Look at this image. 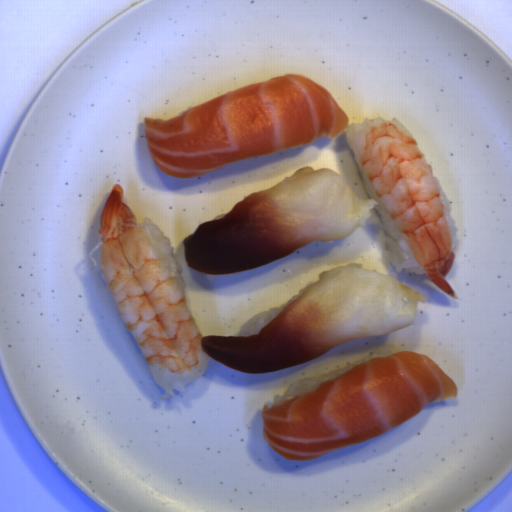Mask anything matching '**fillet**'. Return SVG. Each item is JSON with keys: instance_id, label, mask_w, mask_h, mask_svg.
Returning <instances> with one entry per match:
<instances>
[{"instance_id": "e2c912f1", "label": "fillet", "mask_w": 512, "mask_h": 512, "mask_svg": "<svg viewBox=\"0 0 512 512\" xmlns=\"http://www.w3.org/2000/svg\"><path fill=\"white\" fill-rule=\"evenodd\" d=\"M378 201L359 199L332 169L304 167L251 192L223 218L185 236L190 268L206 275L237 274L276 261L314 241H335L368 225Z\"/></svg>"}, {"instance_id": "25842a12", "label": "fillet", "mask_w": 512, "mask_h": 512, "mask_svg": "<svg viewBox=\"0 0 512 512\" xmlns=\"http://www.w3.org/2000/svg\"><path fill=\"white\" fill-rule=\"evenodd\" d=\"M426 300L395 278L345 266L324 273L260 333L204 336L200 344L205 355L242 373H275L342 344L411 325Z\"/></svg>"}]
</instances>
